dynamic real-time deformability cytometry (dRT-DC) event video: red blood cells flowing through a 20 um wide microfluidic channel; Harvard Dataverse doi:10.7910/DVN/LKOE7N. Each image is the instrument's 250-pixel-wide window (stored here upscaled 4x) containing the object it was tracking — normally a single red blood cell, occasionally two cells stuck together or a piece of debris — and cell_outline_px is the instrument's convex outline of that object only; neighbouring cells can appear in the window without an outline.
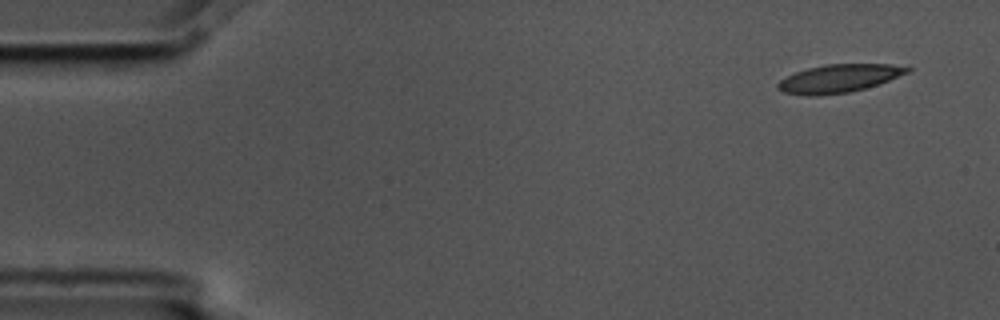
{"species": "common noctule bat (a hibernating species)", "species_latin": "Nyctalus noctula", "temperature_condition": "cold", "stored_images_in_passage": 5, "camera_frame_rate_fps": 3000, "um_per_image_px": 0.085, "animal": {"sex": "male", "body_mass_g": 17.5, "forearm_length_mm": 52.3}, "frame": {"image": 1, "passage_image": 1, "time_ms": 0.0, "image_size_px": [1000, 320], "cell_outline_px": [[912, 68], [908, 72], [880, 84], [848, 92], [816, 96], [808, 96], [784, 92], [776, 88], [776, 84], [780, 80], [796, 72], [808, 68], [824, 64], [908, 64]], "centroid_in_image_um": [71.35, 6.66], "position_along_channel_um": 13.6, "area_um2": 21.33}}
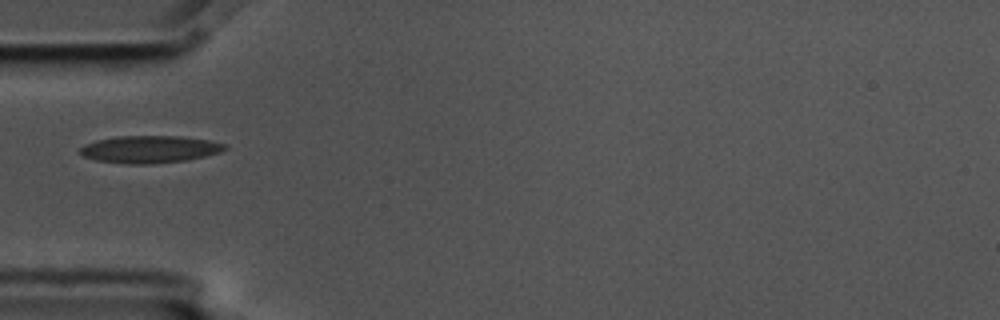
{"frame": {"image": 2, "passage_image": 5, "time_ms": 1.333, "image_size_px": [1000, 320], "cell_outline_px": [[228, 148], [220, 152], [188, 160], [152, 164], [128, 164], [96, 160], [84, 156], [80, 152], [80, 148], [84, 144], [96, 140], [116, 136], [180, 136], [208, 140], [224, 144]], "centroid_in_image_um": [12.71, 12.69], "position_along_channel_um": 72.3, "area_um2": 23.0}}